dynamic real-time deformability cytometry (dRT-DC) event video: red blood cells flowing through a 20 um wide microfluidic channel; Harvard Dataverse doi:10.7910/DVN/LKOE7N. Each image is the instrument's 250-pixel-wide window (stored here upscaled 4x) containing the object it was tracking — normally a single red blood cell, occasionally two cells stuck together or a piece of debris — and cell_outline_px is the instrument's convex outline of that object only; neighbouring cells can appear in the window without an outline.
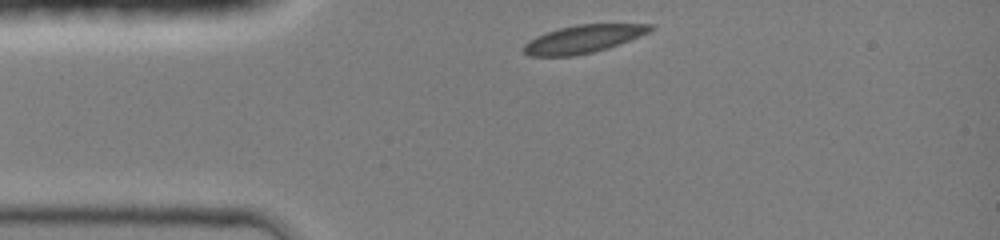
{"species": "common noctule bat (a hibernating species)", "species_latin": "Nyctalus noctula", "temperature_condition": "room temperature", "stored_images_in_passage": 8, "camera_frame_rate_fps": 3000, "um_per_image_px": 0.085, "animal": {"sex": "female", "body_mass_g": 19.0, "forearm_length_mm": 51.5}, "frame": {"image": 1, "passage_image": 1, "time_ms": 0.0, "image_size_px": [1000, 240], "cell_outline_px": [[656, 28], [648, 32], [608, 48], [592, 52], [572, 56], [528, 56], [520, 48], [528, 40], [536, 36], [560, 28], [576, 24], [652, 24]], "centroid_in_image_um": [49.52, 3.32], "position_along_channel_um": 35.5, "area_um2": 20.46}}
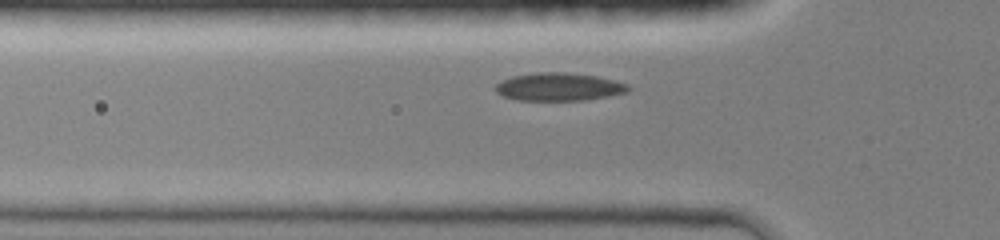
{"frame": {"image": 2, "passage_image": 5, "time_ms": 1.667, "image_size_px": [1000, 240], "cell_outline_px": [[632, 88], [628, 92], [608, 96], [580, 100], [516, 100], [504, 96], [496, 92], [496, 84], [500, 80], [512, 76], [536, 72], [564, 72], [596, 76], [628, 84]], "centroid_in_image_um": [47.49, 7.37], "position_along_channel_um": 78.3, "area_um2": 21.56}}
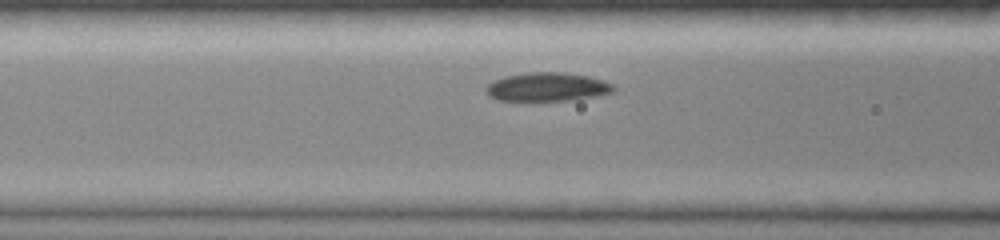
{"frame": {"image": 3, "passage_image": 7, "time_ms": 2.667, "image_size_px": [1000, 240], "cell_outline_px": [[616, 88], [612, 92], [596, 96], [576, 100], [524, 104], [496, 100], [488, 96], [484, 88], [492, 80], [504, 76], [528, 72], [564, 72], [588, 76], [604, 80], [612, 84]], "centroid_in_image_um": [46.43, 7.44], "position_along_channel_um": 120.2, "area_um2": 22.66}}